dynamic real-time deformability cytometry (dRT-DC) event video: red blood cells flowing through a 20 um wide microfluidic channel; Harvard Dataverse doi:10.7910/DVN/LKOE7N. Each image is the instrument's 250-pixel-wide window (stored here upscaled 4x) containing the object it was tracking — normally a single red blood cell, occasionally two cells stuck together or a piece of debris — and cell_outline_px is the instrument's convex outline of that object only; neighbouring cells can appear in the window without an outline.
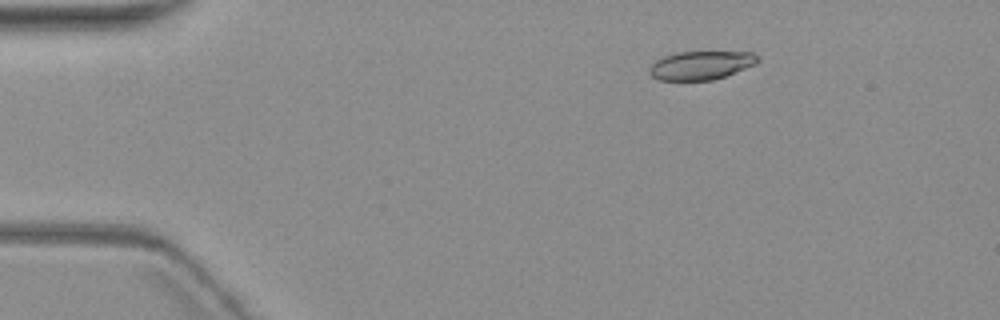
{"species": "common noctule bat (a hibernating species)", "species_latin": "Nyctalus noctula", "temperature_condition": "warm", "stored_images_in_passage": 5, "camera_frame_rate_fps": 3000, "um_per_image_px": 0.085, "animal": {"sex": "female", "body_mass_g": 19.3, "forearm_length_mm": 54.1}, "frame": {"image": 1, "passage_image": 3, "time_ms": 2.667, "image_size_px": [1000, 320], "cell_outline_px": [[760, 60], [756, 64], [724, 76], [712, 80], [660, 80], [652, 76], [648, 72], [648, 68], [656, 60], [664, 56], [676, 52], [752, 52]], "centroid_in_image_um": [59.55, 5.55], "position_along_channel_um": 25.4, "area_um2": 17.92}}